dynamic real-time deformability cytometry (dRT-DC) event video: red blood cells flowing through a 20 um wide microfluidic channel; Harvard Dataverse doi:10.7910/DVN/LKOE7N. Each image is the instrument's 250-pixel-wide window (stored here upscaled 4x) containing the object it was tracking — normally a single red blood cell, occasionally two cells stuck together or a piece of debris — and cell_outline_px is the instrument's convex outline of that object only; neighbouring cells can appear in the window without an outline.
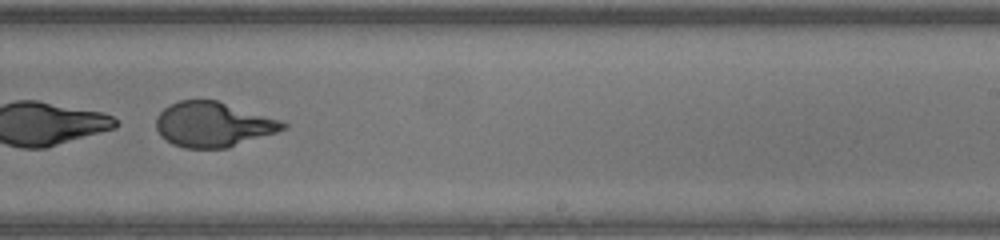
{"species": "human", "species_latin": "Homo sapiens", "temperature_condition": "warm", "stored_images_in_passage": 45, "segment_of_instrument_passage": [2, 2], "camera_frame_rate_fps": 3000, "um_per_image_px": 0.085, "donor": {"sex": "male"}, "frame": {"image": 1, "passage_image": 28, "time_ms": 9.0, "image_size_px": [1000, 240], "cell_outline_px": [[288, 128], [228, 148], [184, 148], [172, 144], [160, 136], [156, 128], [156, 116], [164, 108], [180, 100], [216, 100], [280, 120], [288, 124]], "centroid_in_image_um": [18.09, 10.59], "position_along_channel_um": 270.9, "area_um2": 33.06}}